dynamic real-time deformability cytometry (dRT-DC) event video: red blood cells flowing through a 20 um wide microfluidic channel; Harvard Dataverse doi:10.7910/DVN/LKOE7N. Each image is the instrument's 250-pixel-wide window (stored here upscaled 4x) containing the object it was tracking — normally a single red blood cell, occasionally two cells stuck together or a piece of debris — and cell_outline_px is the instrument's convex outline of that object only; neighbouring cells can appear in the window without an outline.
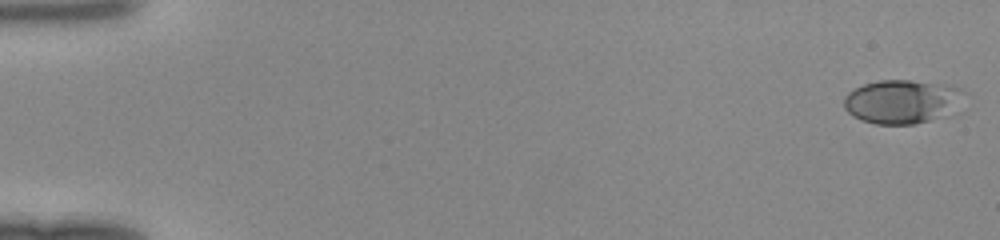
{"species": "human", "species_latin": "Homo sapiens", "temperature_condition": "room temperature", "stored_images_in_passage": 48, "camera_frame_rate_fps": 3000, "um_per_image_px": 0.085, "donor": {"sex": "female"}, "frame": {"image": 1, "passage_image": 1, "time_ms": 0.0, "image_size_px": [1000, 240], "cell_outline_px": [[968, 92], [928, 120], [912, 124], [876, 124], [860, 120], [852, 116], [844, 108], [844, 96], [848, 92], [864, 84], [880, 80], [912, 80], [960, 88]], "centroid_in_image_um": [76.46, 8.61], "position_along_channel_um": 8.5, "area_um2": 29.19}}
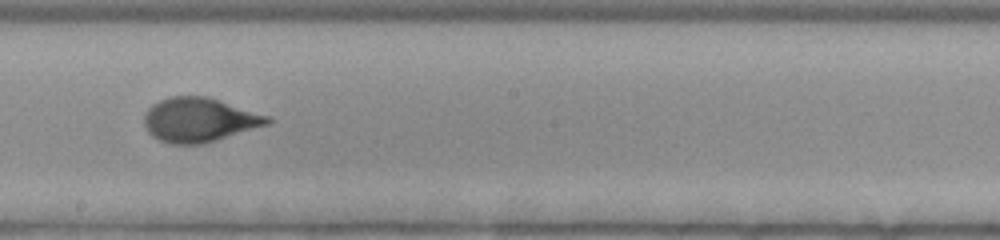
{"frame": {"image": 2, "passage_image": 28, "time_ms": 9.0, "image_size_px": [1000, 240], "cell_outline_px": [[272, 120], [268, 124], [204, 144], [168, 144], [152, 136], [148, 132], [144, 124], [144, 116], [148, 108], [152, 104], [160, 100], [172, 96], [208, 96], [272, 116]], "centroid_in_image_um": [16.95, 10.18], "position_along_channel_um": 231.3, "area_um2": 32.02}}
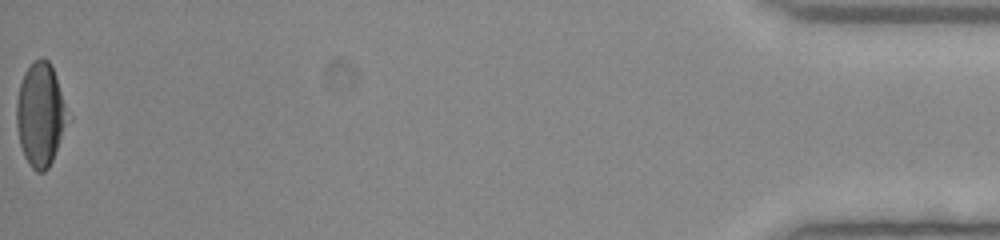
{"frame": {"image": 3, "passage_image": 48, "time_ms": 15.667, "image_size_px": [1000, 240], "cell_outline_px": [[72, 120], [48, 168], [44, 172], [36, 172], [28, 164], [24, 156], [20, 144], [16, 124], [16, 100], [20, 84], [24, 72], [40, 56], [44, 56], [48, 60], [56, 76], [72, 116]], "centroid_in_image_um": [3.49, 9.75], "position_along_channel_um": 431.7, "area_um2": 31.73}}